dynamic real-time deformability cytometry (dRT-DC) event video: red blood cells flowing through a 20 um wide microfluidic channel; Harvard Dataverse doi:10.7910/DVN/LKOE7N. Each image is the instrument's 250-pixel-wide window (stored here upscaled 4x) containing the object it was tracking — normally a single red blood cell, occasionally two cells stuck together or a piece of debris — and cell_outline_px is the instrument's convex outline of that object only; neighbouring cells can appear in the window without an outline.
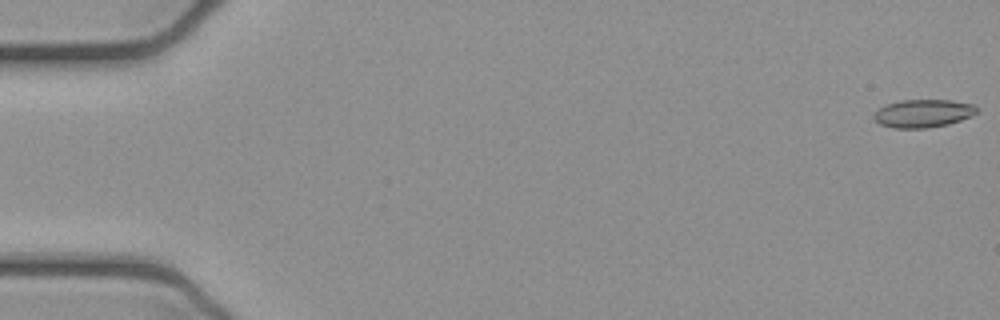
{"species": "common noctule bat (a hibernating species)", "species_latin": "Nyctalus noctula", "temperature_condition": "cold", "stored_images_in_passage": 53, "camera_frame_rate_fps": 3000, "um_per_image_px": 0.085, "animal": {"sex": "female", "body_mass_g": 21.9}, "frame": {"image": 1, "passage_image": 1, "time_ms": 0.0, "image_size_px": [1000, 320], "cell_outline_px": [[976, 112], [972, 116], [948, 124], [928, 128], [892, 128], [880, 124], [872, 116], [880, 108], [888, 104], [900, 100], [952, 100], [976, 104]], "centroid_in_image_um": [78.49, 9.64], "position_along_channel_um": 6.5, "area_um2": 16.76}}
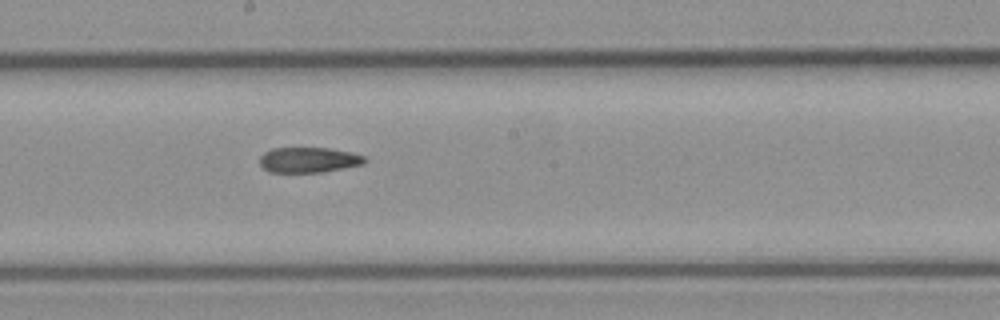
{"frame": {"image": 2, "passage_image": 29, "time_ms": 9.333, "image_size_px": [1000, 320], "cell_outline_px": [[368, 160], [364, 164], [324, 172], [268, 172], [260, 164], [260, 156], [264, 152], [272, 148], [328, 148], [352, 152], [364, 156]], "centroid_in_image_um": [26.26, 13.59], "position_along_channel_um": 221.9, "area_um2": 15.61}}
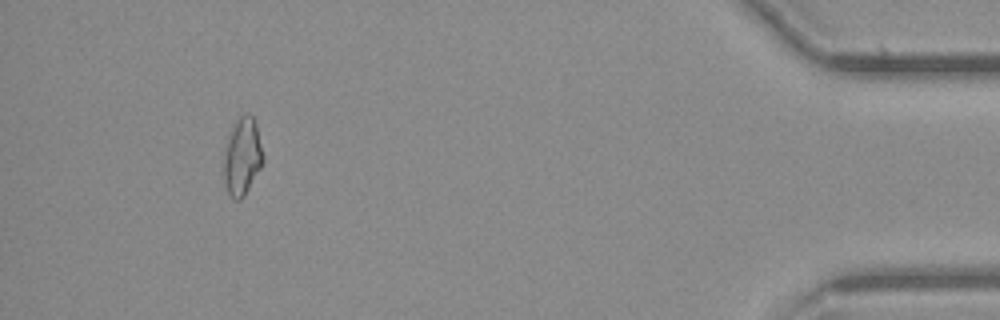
{"frame": {"image": 3, "passage_image": 49, "time_ms": 16.0, "image_size_px": [1000, 320], "cell_outline_px": [[264, 160], [260, 168], [244, 196], [240, 200], [232, 200], [224, 184], [224, 152], [228, 136], [232, 124], [236, 116], [248, 112], [252, 116], [256, 124], [264, 156]], "centroid_in_image_um": [20.58, 13.27], "position_along_channel_um": 414.6, "area_um2": 18.03}}